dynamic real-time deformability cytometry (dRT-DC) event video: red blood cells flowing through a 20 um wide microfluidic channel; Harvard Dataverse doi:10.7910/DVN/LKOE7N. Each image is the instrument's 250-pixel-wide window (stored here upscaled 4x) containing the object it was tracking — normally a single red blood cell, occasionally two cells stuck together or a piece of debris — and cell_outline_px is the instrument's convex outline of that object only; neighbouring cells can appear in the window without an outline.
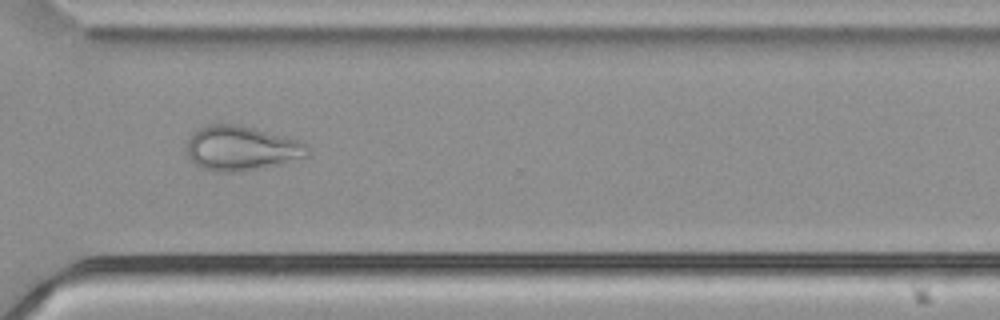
{"species": "common noctule bat (a hibernating species)", "species_latin": "Nyctalus noctula", "temperature_condition": "cold", "stored_images_in_passage": 54, "camera_frame_rate_fps": 3000, "um_per_image_px": 0.085, "animal": {"sex": "male", "body_mass_g": 21.5, "forearm_length_mm": 52.0}, "frame": {"image": 1, "passage_image": 40, "time_ms": 13.0, "image_size_px": [1000, 320], "cell_outline_px": [[308, 156], [284, 164], [240, 172], [216, 172], [200, 168], [188, 156], [188, 140], [200, 128], [208, 124], [236, 124], [300, 140], [308, 148]], "centroid_in_image_um": [20.54, 12.63], "position_along_channel_um": 350.1, "area_um2": 31.33}}
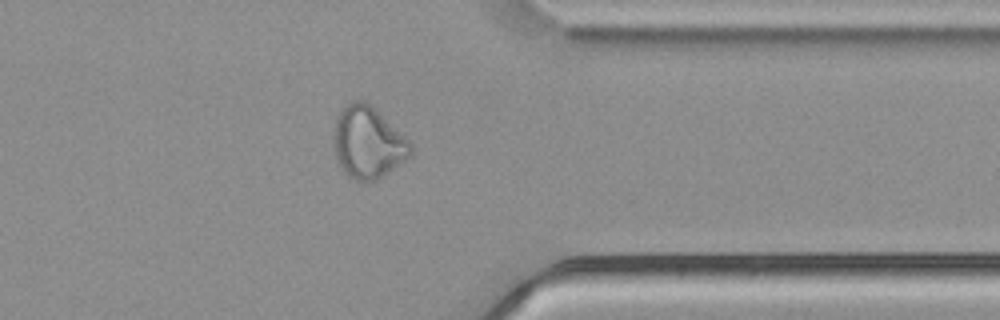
{"frame": {"image": 2, "passage_image": 43, "time_ms": 14.0, "image_size_px": [1000, 320], "cell_outline_px": [[412, 156], [376, 180], [364, 184], [348, 176], [340, 168], [336, 160], [332, 148], [332, 136], [336, 116], [340, 108], [344, 104], [352, 100], [364, 100], [404, 136], [412, 144]], "centroid_in_image_um": [31.2, 12.13], "position_along_channel_um": 380.2, "area_um2": 32.71}}